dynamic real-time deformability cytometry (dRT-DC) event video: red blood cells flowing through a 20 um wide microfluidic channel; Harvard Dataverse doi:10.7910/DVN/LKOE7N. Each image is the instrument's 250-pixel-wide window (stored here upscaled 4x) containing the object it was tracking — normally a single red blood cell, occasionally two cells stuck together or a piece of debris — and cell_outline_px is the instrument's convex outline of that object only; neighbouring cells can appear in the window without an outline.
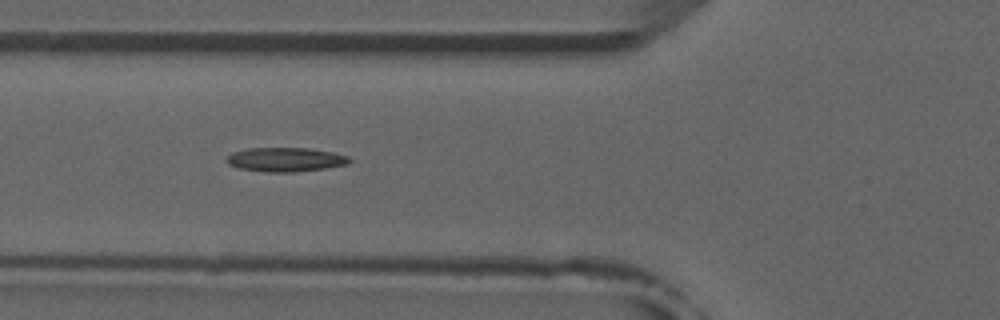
{"species": "common noctule bat (a hibernating species)", "species_latin": "Nyctalus noctula", "temperature_condition": "room temperature", "stored_images_in_passage": 7, "camera_frame_rate_fps": 3000, "um_per_image_px": 0.085, "animal": {"sex": "male", "forearm_length_mm": 52.5}, "frame": {"image": 1, "passage_image": 5, "time_ms": 5.667, "image_size_px": [1000, 320], "cell_outline_px": [[352, 160], [348, 164], [324, 168], [296, 172], [268, 172], [240, 168], [228, 164], [224, 160], [232, 152], [248, 148], [308, 148], [332, 152], [348, 156]], "centroid_in_image_um": [24.26, 13.56], "position_along_channel_um": 101.5, "area_um2": 17.22}}
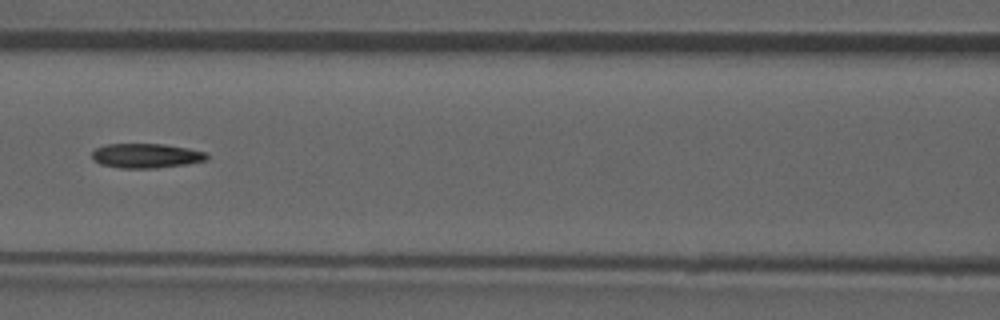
{"frame": {"image": 2, "passage_image": 6, "time_ms": 7.0, "image_size_px": [1000, 320], "cell_outline_px": [[208, 156], [204, 160], [188, 164], [156, 168], [120, 168], [100, 164], [92, 160], [92, 152], [96, 148], [108, 144], [164, 144], [188, 148], [208, 152]], "centroid_in_image_um": [12.42, 13.24], "position_along_channel_um": 154.2, "area_um2": 16.47}}